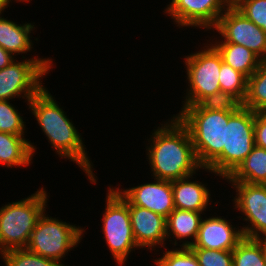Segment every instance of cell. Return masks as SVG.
Segmentation results:
<instances>
[{
  "label": "cell",
  "mask_w": 266,
  "mask_h": 266,
  "mask_svg": "<svg viewBox=\"0 0 266 266\" xmlns=\"http://www.w3.org/2000/svg\"><path fill=\"white\" fill-rule=\"evenodd\" d=\"M233 266H266L264 242L244 237L233 249Z\"/></svg>",
  "instance_id": "cell-23"
},
{
  "label": "cell",
  "mask_w": 266,
  "mask_h": 266,
  "mask_svg": "<svg viewBox=\"0 0 266 266\" xmlns=\"http://www.w3.org/2000/svg\"><path fill=\"white\" fill-rule=\"evenodd\" d=\"M85 230V227L64 222L58 217L52 218L45 210L25 248L42 257L58 261L63 266H69L62 263L63 259L68 252L79 246L84 233L86 234Z\"/></svg>",
  "instance_id": "cell-7"
},
{
  "label": "cell",
  "mask_w": 266,
  "mask_h": 266,
  "mask_svg": "<svg viewBox=\"0 0 266 266\" xmlns=\"http://www.w3.org/2000/svg\"><path fill=\"white\" fill-rule=\"evenodd\" d=\"M13 60L7 67L0 69V100L25 99L29 103L45 85L42 80L53 69L52 57H24ZM26 58V59H25ZM25 59V60H24ZM52 68V69H51Z\"/></svg>",
  "instance_id": "cell-8"
},
{
  "label": "cell",
  "mask_w": 266,
  "mask_h": 266,
  "mask_svg": "<svg viewBox=\"0 0 266 266\" xmlns=\"http://www.w3.org/2000/svg\"><path fill=\"white\" fill-rule=\"evenodd\" d=\"M163 13L168 14L178 28L212 30L232 0H172Z\"/></svg>",
  "instance_id": "cell-12"
},
{
  "label": "cell",
  "mask_w": 266,
  "mask_h": 266,
  "mask_svg": "<svg viewBox=\"0 0 266 266\" xmlns=\"http://www.w3.org/2000/svg\"><path fill=\"white\" fill-rule=\"evenodd\" d=\"M228 184H231L234 191L236 190L232 199L233 208L242 215L237 219L248 222L245 225L243 223L241 227L244 237L262 239L266 236V184L246 182H228Z\"/></svg>",
  "instance_id": "cell-11"
},
{
  "label": "cell",
  "mask_w": 266,
  "mask_h": 266,
  "mask_svg": "<svg viewBox=\"0 0 266 266\" xmlns=\"http://www.w3.org/2000/svg\"><path fill=\"white\" fill-rule=\"evenodd\" d=\"M190 249L194 252L199 266H233V250Z\"/></svg>",
  "instance_id": "cell-30"
},
{
  "label": "cell",
  "mask_w": 266,
  "mask_h": 266,
  "mask_svg": "<svg viewBox=\"0 0 266 266\" xmlns=\"http://www.w3.org/2000/svg\"><path fill=\"white\" fill-rule=\"evenodd\" d=\"M224 63L242 73L247 79L257 70L262 59L247 47L234 43H211Z\"/></svg>",
  "instance_id": "cell-20"
},
{
  "label": "cell",
  "mask_w": 266,
  "mask_h": 266,
  "mask_svg": "<svg viewBox=\"0 0 266 266\" xmlns=\"http://www.w3.org/2000/svg\"><path fill=\"white\" fill-rule=\"evenodd\" d=\"M17 2H19V3H23V2H27V3H29V1H32V0H16Z\"/></svg>",
  "instance_id": "cell-34"
},
{
  "label": "cell",
  "mask_w": 266,
  "mask_h": 266,
  "mask_svg": "<svg viewBox=\"0 0 266 266\" xmlns=\"http://www.w3.org/2000/svg\"><path fill=\"white\" fill-rule=\"evenodd\" d=\"M254 120L255 111L243 106L229 117L223 152L204 171L225 180L239 167L255 146Z\"/></svg>",
  "instance_id": "cell-5"
},
{
  "label": "cell",
  "mask_w": 266,
  "mask_h": 266,
  "mask_svg": "<svg viewBox=\"0 0 266 266\" xmlns=\"http://www.w3.org/2000/svg\"><path fill=\"white\" fill-rule=\"evenodd\" d=\"M219 85L221 91L231 92L241 102L245 100L247 94V78L240 72L222 60L219 72Z\"/></svg>",
  "instance_id": "cell-25"
},
{
  "label": "cell",
  "mask_w": 266,
  "mask_h": 266,
  "mask_svg": "<svg viewBox=\"0 0 266 266\" xmlns=\"http://www.w3.org/2000/svg\"><path fill=\"white\" fill-rule=\"evenodd\" d=\"M161 257L154 260L156 266H199L194 252L189 247L164 248Z\"/></svg>",
  "instance_id": "cell-27"
},
{
  "label": "cell",
  "mask_w": 266,
  "mask_h": 266,
  "mask_svg": "<svg viewBox=\"0 0 266 266\" xmlns=\"http://www.w3.org/2000/svg\"><path fill=\"white\" fill-rule=\"evenodd\" d=\"M225 180L266 184V149L255 145L239 167Z\"/></svg>",
  "instance_id": "cell-21"
},
{
  "label": "cell",
  "mask_w": 266,
  "mask_h": 266,
  "mask_svg": "<svg viewBox=\"0 0 266 266\" xmlns=\"http://www.w3.org/2000/svg\"><path fill=\"white\" fill-rule=\"evenodd\" d=\"M242 106L266 114V60L247 79V94Z\"/></svg>",
  "instance_id": "cell-22"
},
{
  "label": "cell",
  "mask_w": 266,
  "mask_h": 266,
  "mask_svg": "<svg viewBox=\"0 0 266 266\" xmlns=\"http://www.w3.org/2000/svg\"><path fill=\"white\" fill-rule=\"evenodd\" d=\"M221 35V39L209 43H234L247 47L262 60H266V33L251 22L232 3L220 16L217 25L212 29Z\"/></svg>",
  "instance_id": "cell-10"
},
{
  "label": "cell",
  "mask_w": 266,
  "mask_h": 266,
  "mask_svg": "<svg viewBox=\"0 0 266 266\" xmlns=\"http://www.w3.org/2000/svg\"><path fill=\"white\" fill-rule=\"evenodd\" d=\"M201 50L183 57L186 83L182 105H198L204 98L220 92L219 72L222 56L211 43H203Z\"/></svg>",
  "instance_id": "cell-9"
},
{
  "label": "cell",
  "mask_w": 266,
  "mask_h": 266,
  "mask_svg": "<svg viewBox=\"0 0 266 266\" xmlns=\"http://www.w3.org/2000/svg\"><path fill=\"white\" fill-rule=\"evenodd\" d=\"M232 4L266 33V0H232Z\"/></svg>",
  "instance_id": "cell-29"
},
{
  "label": "cell",
  "mask_w": 266,
  "mask_h": 266,
  "mask_svg": "<svg viewBox=\"0 0 266 266\" xmlns=\"http://www.w3.org/2000/svg\"><path fill=\"white\" fill-rule=\"evenodd\" d=\"M234 112L212 111L198 105H183L176 114L187 127L195 154L202 167H208L222 152L225 123Z\"/></svg>",
  "instance_id": "cell-3"
},
{
  "label": "cell",
  "mask_w": 266,
  "mask_h": 266,
  "mask_svg": "<svg viewBox=\"0 0 266 266\" xmlns=\"http://www.w3.org/2000/svg\"><path fill=\"white\" fill-rule=\"evenodd\" d=\"M205 214V212L175 208L166 218L167 241L168 239L169 242L172 241L171 244L173 247H191L196 240L200 224L203 219L202 215ZM187 238L188 240L189 238L191 240L188 241L186 240ZM178 240L180 243L179 245Z\"/></svg>",
  "instance_id": "cell-17"
},
{
  "label": "cell",
  "mask_w": 266,
  "mask_h": 266,
  "mask_svg": "<svg viewBox=\"0 0 266 266\" xmlns=\"http://www.w3.org/2000/svg\"><path fill=\"white\" fill-rule=\"evenodd\" d=\"M105 198V210L100 220L103 238L113 260L118 266H123L132 251L140 250L132 230L128 200L111 186Z\"/></svg>",
  "instance_id": "cell-6"
},
{
  "label": "cell",
  "mask_w": 266,
  "mask_h": 266,
  "mask_svg": "<svg viewBox=\"0 0 266 266\" xmlns=\"http://www.w3.org/2000/svg\"><path fill=\"white\" fill-rule=\"evenodd\" d=\"M15 59L16 57L0 46V69L7 67Z\"/></svg>",
  "instance_id": "cell-32"
},
{
  "label": "cell",
  "mask_w": 266,
  "mask_h": 266,
  "mask_svg": "<svg viewBox=\"0 0 266 266\" xmlns=\"http://www.w3.org/2000/svg\"><path fill=\"white\" fill-rule=\"evenodd\" d=\"M25 136L0 132V166L8 168L32 165L37 147Z\"/></svg>",
  "instance_id": "cell-19"
},
{
  "label": "cell",
  "mask_w": 266,
  "mask_h": 266,
  "mask_svg": "<svg viewBox=\"0 0 266 266\" xmlns=\"http://www.w3.org/2000/svg\"><path fill=\"white\" fill-rule=\"evenodd\" d=\"M130 221L135 242L140 249L159 251L167 247L166 218L151 210L132 205L128 201ZM165 244V245H164ZM161 246V247H160ZM156 248H158L156 250Z\"/></svg>",
  "instance_id": "cell-14"
},
{
  "label": "cell",
  "mask_w": 266,
  "mask_h": 266,
  "mask_svg": "<svg viewBox=\"0 0 266 266\" xmlns=\"http://www.w3.org/2000/svg\"><path fill=\"white\" fill-rule=\"evenodd\" d=\"M22 116L10 100H0V132L24 136L26 122Z\"/></svg>",
  "instance_id": "cell-26"
},
{
  "label": "cell",
  "mask_w": 266,
  "mask_h": 266,
  "mask_svg": "<svg viewBox=\"0 0 266 266\" xmlns=\"http://www.w3.org/2000/svg\"><path fill=\"white\" fill-rule=\"evenodd\" d=\"M8 20L0 15V46L10 52L14 57L27 54L32 51L34 43L31 39L35 28V23H22Z\"/></svg>",
  "instance_id": "cell-18"
},
{
  "label": "cell",
  "mask_w": 266,
  "mask_h": 266,
  "mask_svg": "<svg viewBox=\"0 0 266 266\" xmlns=\"http://www.w3.org/2000/svg\"><path fill=\"white\" fill-rule=\"evenodd\" d=\"M205 217V218H204ZM194 244L189 248L233 250L244 238L242 228L234 227L224 216L204 215ZM229 220V221H228Z\"/></svg>",
  "instance_id": "cell-15"
},
{
  "label": "cell",
  "mask_w": 266,
  "mask_h": 266,
  "mask_svg": "<svg viewBox=\"0 0 266 266\" xmlns=\"http://www.w3.org/2000/svg\"><path fill=\"white\" fill-rule=\"evenodd\" d=\"M197 173L172 181L174 206L181 210L206 212L212 201L206 183L195 181ZM194 180V181H192Z\"/></svg>",
  "instance_id": "cell-16"
},
{
  "label": "cell",
  "mask_w": 266,
  "mask_h": 266,
  "mask_svg": "<svg viewBox=\"0 0 266 266\" xmlns=\"http://www.w3.org/2000/svg\"><path fill=\"white\" fill-rule=\"evenodd\" d=\"M13 0H0V15L3 14V12L5 9H7L10 5V2L12 3ZM13 2H17L16 0H14Z\"/></svg>",
  "instance_id": "cell-33"
},
{
  "label": "cell",
  "mask_w": 266,
  "mask_h": 266,
  "mask_svg": "<svg viewBox=\"0 0 266 266\" xmlns=\"http://www.w3.org/2000/svg\"><path fill=\"white\" fill-rule=\"evenodd\" d=\"M254 139L256 146L266 149V114L255 112Z\"/></svg>",
  "instance_id": "cell-31"
},
{
  "label": "cell",
  "mask_w": 266,
  "mask_h": 266,
  "mask_svg": "<svg viewBox=\"0 0 266 266\" xmlns=\"http://www.w3.org/2000/svg\"><path fill=\"white\" fill-rule=\"evenodd\" d=\"M48 193L43 187L18 201L0 207V255L25 248L38 219L48 208Z\"/></svg>",
  "instance_id": "cell-4"
},
{
  "label": "cell",
  "mask_w": 266,
  "mask_h": 266,
  "mask_svg": "<svg viewBox=\"0 0 266 266\" xmlns=\"http://www.w3.org/2000/svg\"><path fill=\"white\" fill-rule=\"evenodd\" d=\"M132 205L146 208L165 218L175 209L172 181H154L129 188L115 187Z\"/></svg>",
  "instance_id": "cell-13"
},
{
  "label": "cell",
  "mask_w": 266,
  "mask_h": 266,
  "mask_svg": "<svg viewBox=\"0 0 266 266\" xmlns=\"http://www.w3.org/2000/svg\"><path fill=\"white\" fill-rule=\"evenodd\" d=\"M261 240L264 242L265 247H266V236H264Z\"/></svg>",
  "instance_id": "cell-35"
},
{
  "label": "cell",
  "mask_w": 266,
  "mask_h": 266,
  "mask_svg": "<svg viewBox=\"0 0 266 266\" xmlns=\"http://www.w3.org/2000/svg\"><path fill=\"white\" fill-rule=\"evenodd\" d=\"M166 121L146 139L149 142L146 159L152 179L174 181L198 173L200 169L203 171L187 127L175 114Z\"/></svg>",
  "instance_id": "cell-1"
},
{
  "label": "cell",
  "mask_w": 266,
  "mask_h": 266,
  "mask_svg": "<svg viewBox=\"0 0 266 266\" xmlns=\"http://www.w3.org/2000/svg\"><path fill=\"white\" fill-rule=\"evenodd\" d=\"M3 266H63L60 262L42 257L26 248L8 250L0 255Z\"/></svg>",
  "instance_id": "cell-24"
},
{
  "label": "cell",
  "mask_w": 266,
  "mask_h": 266,
  "mask_svg": "<svg viewBox=\"0 0 266 266\" xmlns=\"http://www.w3.org/2000/svg\"><path fill=\"white\" fill-rule=\"evenodd\" d=\"M199 105L212 111L236 112L242 102L231 92L220 91L204 98Z\"/></svg>",
  "instance_id": "cell-28"
},
{
  "label": "cell",
  "mask_w": 266,
  "mask_h": 266,
  "mask_svg": "<svg viewBox=\"0 0 266 266\" xmlns=\"http://www.w3.org/2000/svg\"><path fill=\"white\" fill-rule=\"evenodd\" d=\"M58 103L60 105L44 86L27 105L58 157L77 164L89 182L97 184L93 162L87 154L82 134Z\"/></svg>",
  "instance_id": "cell-2"
}]
</instances>
